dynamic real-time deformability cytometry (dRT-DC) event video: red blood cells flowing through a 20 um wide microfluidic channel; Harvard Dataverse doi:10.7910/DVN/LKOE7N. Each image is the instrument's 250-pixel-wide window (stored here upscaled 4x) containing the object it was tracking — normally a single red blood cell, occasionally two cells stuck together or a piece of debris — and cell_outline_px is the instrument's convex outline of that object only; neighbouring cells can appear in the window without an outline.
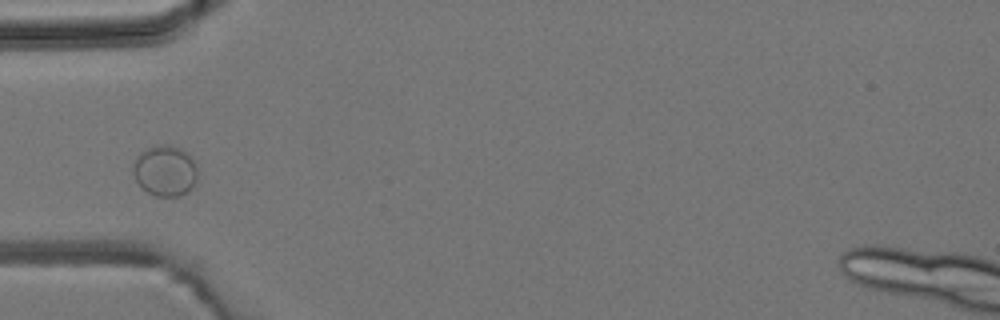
{"species": "common noctule bat (a hibernating species)", "species_latin": "Nyctalus noctula", "temperature_condition": "room temperature", "stored_images_in_passage": 2, "camera_frame_rate_fps": 3000, "um_per_image_px": 0.085, "animal": {"sex": "male", "body_mass_g": 19.2, "forearm_length_mm": 51.8}, "frame": {"image": 1, "passage_image": 2, "time_ms": 1.333, "image_size_px": [1000, 320], "cell_outline_px": [[196, 180], [192, 188], [188, 192], [180, 196], [156, 196], [140, 188], [132, 172], [132, 164], [136, 156], [144, 148], [156, 144], [168, 144], [180, 148], [192, 160], [196, 168]], "centroid_in_image_um": [13.97, 14.51], "position_along_channel_um": 71.0, "area_um2": 19.31}}